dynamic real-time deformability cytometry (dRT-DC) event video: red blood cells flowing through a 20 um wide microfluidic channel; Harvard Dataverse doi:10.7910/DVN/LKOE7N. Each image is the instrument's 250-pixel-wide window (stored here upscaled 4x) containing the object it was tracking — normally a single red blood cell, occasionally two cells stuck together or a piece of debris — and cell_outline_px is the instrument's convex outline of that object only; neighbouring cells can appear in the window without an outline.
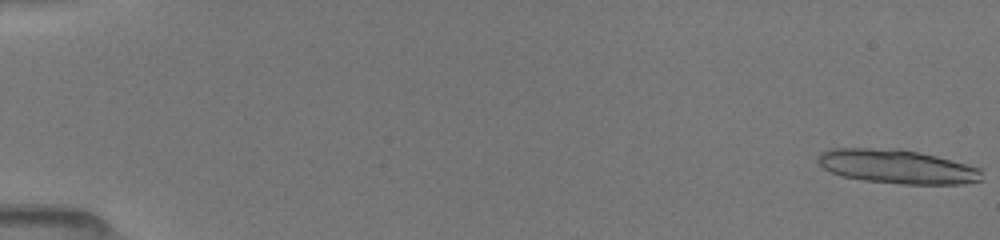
{"species": "common noctule bat (a hibernating species)", "species_latin": "Nyctalus noctula", "temperature_condition": "room temperature", "stored_images_in_passage": 51, "camera_frame_rate_fps": 3000, "um_per_image_px": 0.085, "animal": {"sex": "female", "body_mass_g": 19.5, "forearm_length_mm": 54.1}, "frame": {"image": 1, "passage_image": 1, "time_ms": 0.0, "image_size_px": [1000, 240], "cell_outline_px": [[980, 180], [964, 184], [900, 184], [864, 180], [840, 176], [824, 168], [816, 160], [816, 156], [820, 152], [828, 148], [900, 148], [936, 156], [952, 160], [980, 168]], "centroid_in_image_um": [76.18, 14.15], "position_along_channel_um": 8.8, "area_um2": 32.6}}
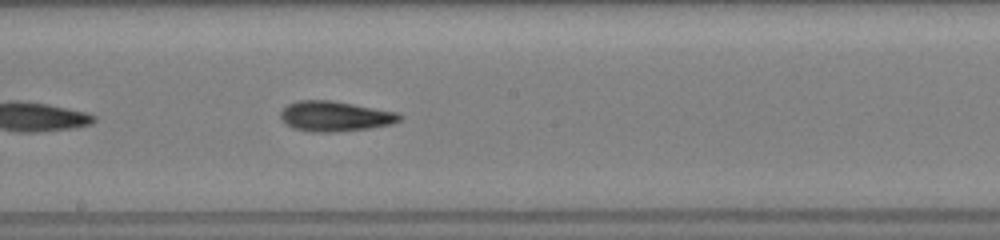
{"frame": {"image": 2, "passage_image": 30, "time_ms": 9.667, "image_size_px": [1000, 240], "cell_outline_px": [[404, 116], [400, 120], [392, 124], [372, 128], [332, 132], [308, 132], [292, 128], [284, 124], [280, 116], [280, 112], [288, 104], [300, 100], [332, 100], [400, 112]], "centroid_in_image_um": [28.5, 9.88], "position_along_channel_um": 219.7, "area_um2": 21.33}}
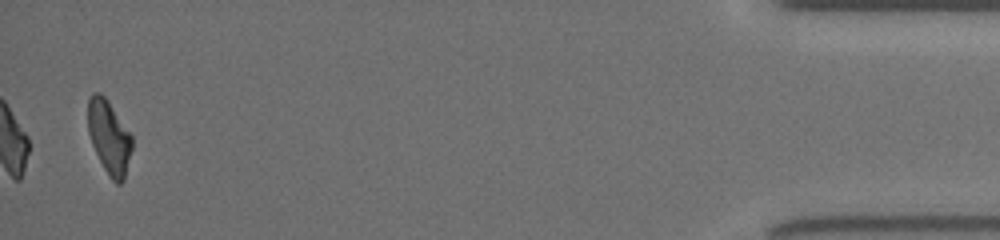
{"frame": {"image": 3, "passage_image": 51, "time_ms": 16.667, "image_size_px": [1000, 240], "cell_outline_px": [[132, 148], [124, 180], [120, 184], [116, 184], [108, 176], [92, 144], [88, 132], [88, 100], [92, 92], [100, 92], [108, 100], [132, 136]], "centroid_in_image_um": [9.27, 11.65], "position_along_channel_um": 425.9, "area_um2": 18.84}, "authors_computed_cell_mechanics": {"area_um2": 20.3456, "velocity_mm_per_s": 4.0474, "shape_relaxation_time_tau1_ms": 4.5005, "shape_relaxation_time_tau2_ms": 3.471, "deformation_change_tau1": 0.17, "deformation_change_tau2": 0.1303}}